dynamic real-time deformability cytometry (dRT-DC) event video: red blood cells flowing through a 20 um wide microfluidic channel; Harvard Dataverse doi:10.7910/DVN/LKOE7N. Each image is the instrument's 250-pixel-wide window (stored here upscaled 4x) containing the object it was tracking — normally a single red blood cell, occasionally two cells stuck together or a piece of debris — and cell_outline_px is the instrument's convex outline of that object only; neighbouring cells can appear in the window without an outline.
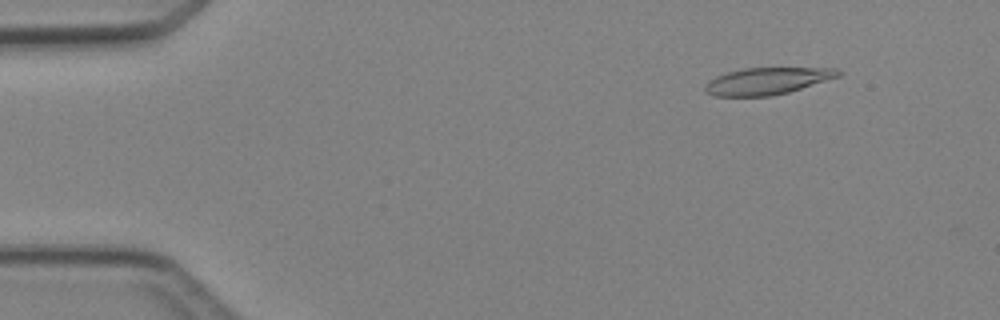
{"species": "Egyptian fruit bat (a non-hibernating species)", "species_latin": "Rousettus aegyptiacus", "temperature_condition": "cold", "stored_images_in_passage": 5, "camera_frame_rate_fps": 3000, "um_per_image_px": 0.085, "animal": {"sex": "female"}, "frame": {"image": 1, "passage_image": 2, "time_ms": 1.0, "image_size_px": [1000, 320], "cell_outline_px": [[844, 72], [840, 76], [788, 92], [772, 96], [716, 96], [704, 92], [704, 88], [708, 80], [716, 76], [728, 72], [744, 68], [836, 68]], "centroid_in_image_um": [65.2, 6.88], "position_along_channel_um": 19.8, "area_um2": 20.87}}
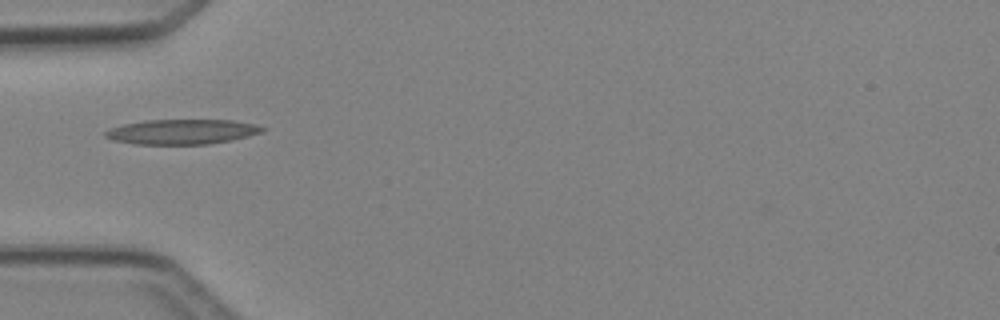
{"frame": {"image": 2, "passage_image": 4, "time_ms": 4.333, "image_size_px": [1000, 320], "cell_outline_px": [[268, 128], [260, 132], [248, 136], [232, 140], [208, 144], [136, 144], [112, 140], [104, 136], [104, 132], [112, 128], [124, 124], [144, 120], [232, 120], [256, 124]], "centroid_in_image_um": [15.48, 11.2], "position_along_channel_um": 69.5, "area_um2": 22.77}}
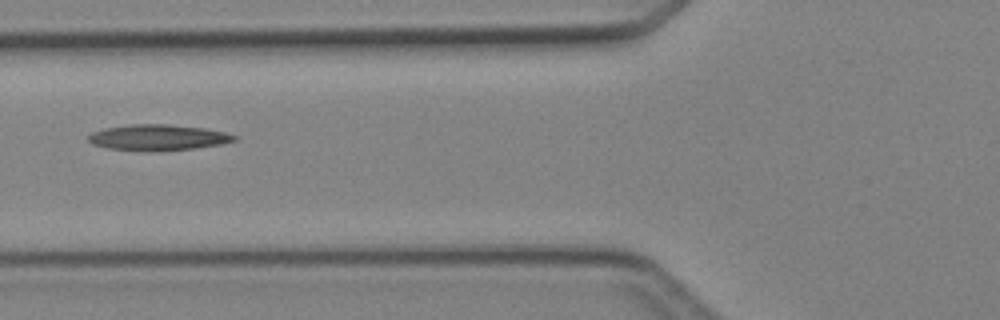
{"frame": {"image": 3, "passage_image": 5, "time_ms": 5.333, "image_size_px": [1000, 320], "cell_outline_px": [[236, 140], [220, 144], [196, 148], [152, 152], [144, 152], [108, 148], [92, 144], [88, 140], [88, 136], [92, 132], [104, 128], [132, 124], [168, 124], [204, 128], [224, 132], [236, 136]], "centroid_in_image_um": [13.39, 11.69], "position_along_channel_um": 112.4, "area_um2": 22.14}}